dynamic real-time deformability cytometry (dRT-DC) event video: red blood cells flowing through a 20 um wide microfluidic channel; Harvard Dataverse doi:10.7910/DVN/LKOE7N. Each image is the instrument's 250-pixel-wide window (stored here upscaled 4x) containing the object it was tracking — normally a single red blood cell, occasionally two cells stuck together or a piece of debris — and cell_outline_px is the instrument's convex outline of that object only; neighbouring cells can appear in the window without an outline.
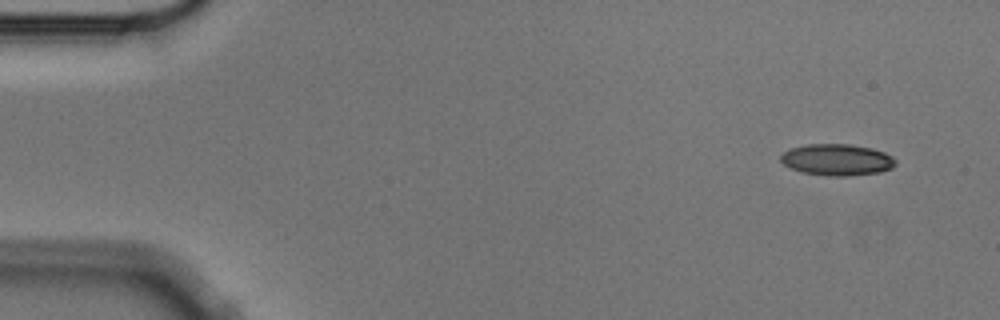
{"species": "Egyptian fruit bat (a non-hibernating species)", "species_latin": "Rousettus aegyptiacus", "temperature_condition": "cold", "stored_images_in_passage": 13, "camera_frame_rate_fps": 3000, "um_per_image_px": 0.085, "animal": {"sex": "male"}, "frame": {"image": 1, "passage_image": 1, "time_ms": 0.0, "image_size_px": [1000, 320], "cell_outline_px": [[896, 164], [892, 168], [880, 172], [848, 176], [832, 176], [800, 172], [784, 164], [780, 160], [780, 156], [784, 152], [792, 148], [808, 144], [848, 144], [872, 148], [884, 152], [892, 156], [896, 160]], "centroid_in_image_um": [71.17, 13.58], "position_along_channel_um": 13.8, "area_um2": 21.04}}
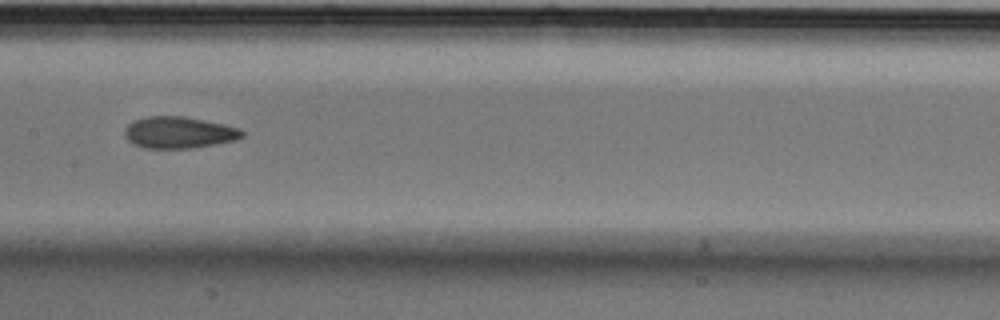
{"frame": {"image": 2, "passage_image": 7, "time_ms": 2.0, "image_size_px": [1000, 320], "cell_outline_px": [[244, 136], [236, 140], [192, 148], [144, 148], [132, 144], [124, 136], [124, 128], [132, 120], [148, 116], [184, 116], [224, 124], [240, 128], [244, 132]], "centroid_in_image_um": [15.18, 11.26], "position_along_channel_um": 192.2, "area_um2": 21.85}}
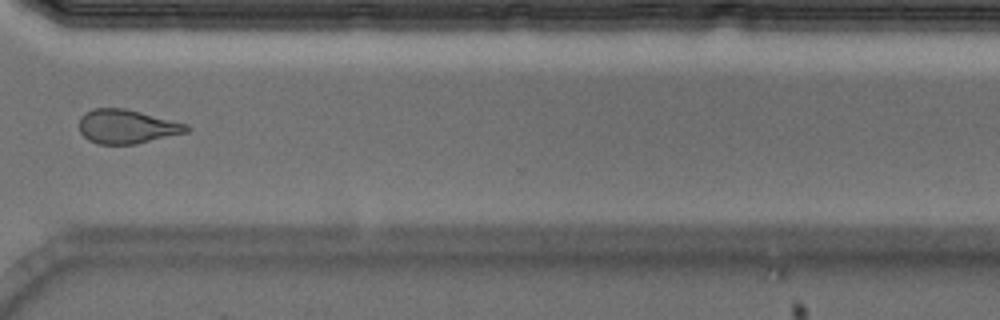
{"frame": {"image": 3, "passage_image": 11, "time_ms": 3.333, "image_size_px": [1000, 320], "cell_outline_px": [[188, 132], [136, 144], [96, 144], [88, 140], [80, 132], [80, 116], [84, 112], [92, 108], [124, 108], [188, 124]], "centroid_in_image_um": [10.75, 10.76], "position_along_channel_um": 359.9, "area_um2": 21.27}}